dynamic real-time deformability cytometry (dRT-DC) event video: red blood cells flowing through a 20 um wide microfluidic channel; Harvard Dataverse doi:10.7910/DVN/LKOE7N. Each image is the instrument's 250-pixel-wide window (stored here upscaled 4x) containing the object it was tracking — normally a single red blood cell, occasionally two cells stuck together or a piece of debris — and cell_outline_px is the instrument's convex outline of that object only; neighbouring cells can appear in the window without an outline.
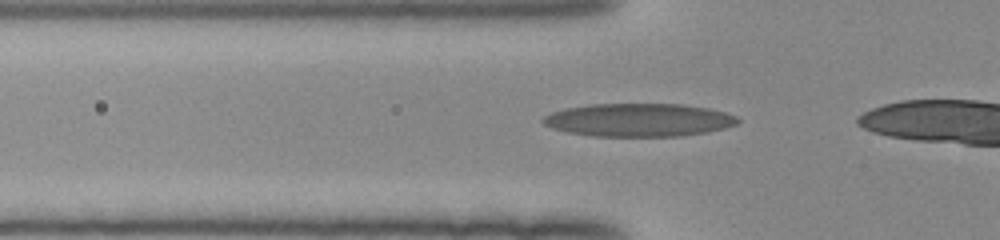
{"species": "human", "species_latin": "Homo sapiens", "temperature_condition": "room temperature", "stored_images_in_passage": 12, "camera_frame_rate_fps": 3000, "um_per_image_px": 0.085, "donor": {"sex": "female"}, "frame": {"image": 1, "passage_image": 6, "time_ms": 1.667, "image_size_px": [1000, 240], "cell_outline_px": [[740, 120], [736, 124], [724, 128], [708, 132], [680, 136], [592, 136], [568, 132], [552, 128], [544, 124], [540, 120], [544, 116], [552, 112], [564, 108], [592, 104], [680, 104], [708, 108], [724, 112], [736, 116]], "centroid_in_image_um": [54.27, 10.2], "position_along_channel_um": 71.5, "area_um2": 37.57}}
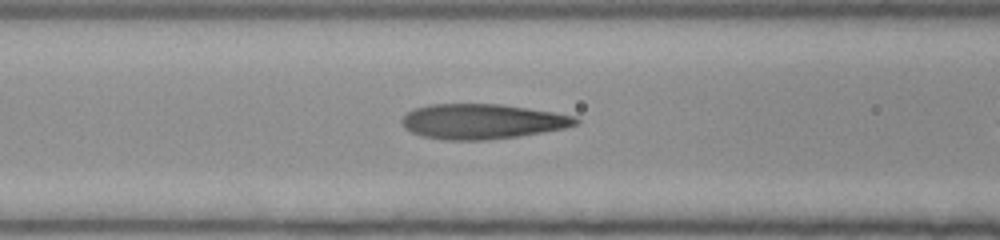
{"frame": {"image": 2, "passage_image": 10, "time_ms": 3.0, "image_size_px": [1000, 240], "cell_outline_px": [[580, 120], [576, 124], [564, 128], [516, 136], [488, 140], [444, 140], [424, 136], [412, 132], [404, 128], [400, 120], [412, 108], [428, 104], [500, 104], [528, 108], [576, 116]], "centroid_in_image_um": [40.94, 10.31], "position_along_channel_um": 125.7, "area_um2": 35.37}}